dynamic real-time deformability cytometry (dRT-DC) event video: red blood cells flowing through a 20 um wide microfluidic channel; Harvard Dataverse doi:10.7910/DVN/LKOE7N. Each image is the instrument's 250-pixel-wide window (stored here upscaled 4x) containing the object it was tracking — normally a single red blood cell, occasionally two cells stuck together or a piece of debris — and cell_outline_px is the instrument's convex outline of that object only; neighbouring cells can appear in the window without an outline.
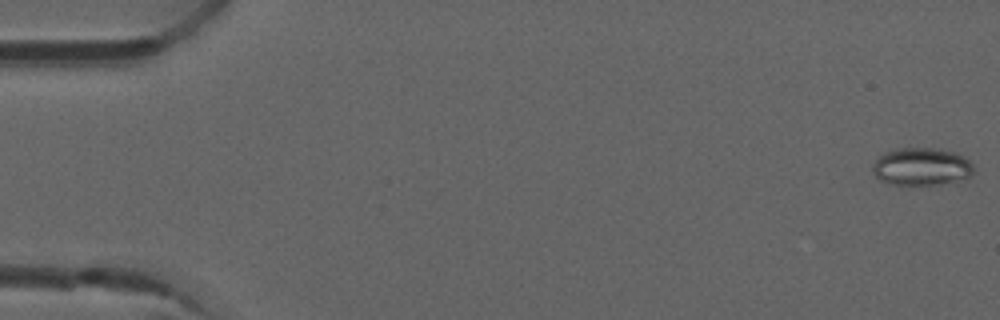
{"species": "common noctule bat (a hibernating species)", "species_latin": "Nyctalus noctula", "temperature_condition": "room temperature", "stored_images_in_passage": 52, "camera_frame_rate_fps": 3000, "um_per_image_px": 0.085, "animal": {"sex": "male", "forearm_length_mm": 52.5}, "frame": {"image": 1, "passage_image": 1, "time_ms": 0.0, "image_size_px": [1000, 320], "cell_outline_px": [[976, 172], [968, 176], [940, 184], [888, 184], [880, 180], [872, 172], [872, 164], [876, 156], [884, 152], [896, 148], [940, 148], [956, 152], [964, 156], [972, 164]], "centroid_in_image_um": [78.28, 14.13], "position_along_channel_um": 6.7, "area_um2": 22.37}}
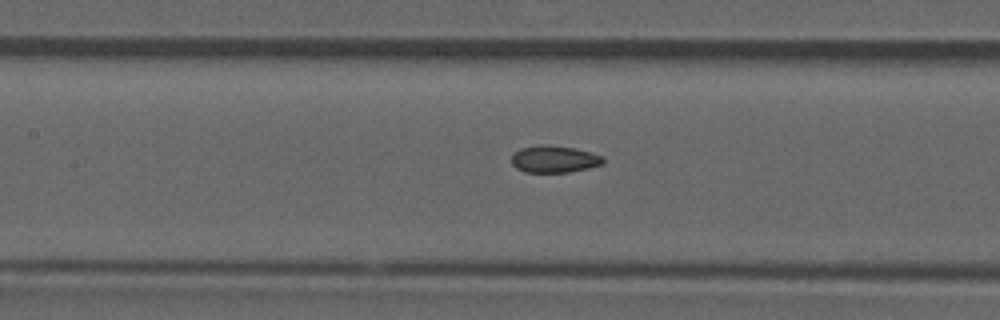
{"frame": {"image": 2, "passage_image": 24, "time_ms": 7.667, "image_size_px": [1000, 320], "cell_outline_px": [[604, 164], [588, 168], [568, 172], [524, 172], [516, 168], [512, 164], [512, 156], [520, 148], [540, 144], [548, 144], [572, 148], [592, 152], [604, 156]], "centroid_in_image_um": [47.13, 13.52], "position_along_channel_um": 160.3, "area_um2": 14.51}}
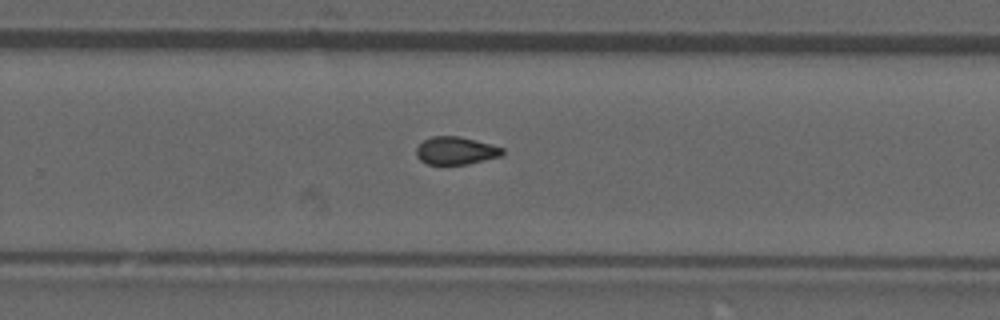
{"frame": {"image": 3, "passage_image": 34, "time_ms": 11.0, "image_size_px": [1000, 320], "cell_outline_px": [[504, 152], [500, 156], [468, 164], [428, 164], [420, 160], [416, 156], [416, 148], [424, 140], [432, 136], [460, 136], [504, 148]], "centroid_in_image_um": [38.72, 12.8], "position_along_channel_um": 291.1, "area_um2": 13.81}, "authors_computed_cell_mechanics": {"area_um2": 14.5656, "velocity_mm_per_s": 3.9419, "shape_relaxation_time_tau1_ms": null, "shape_relaxation_time_tau2_ms": 2.171, "deformation_change_tau1": null, "deformation_change_tau2": 0.0616}}